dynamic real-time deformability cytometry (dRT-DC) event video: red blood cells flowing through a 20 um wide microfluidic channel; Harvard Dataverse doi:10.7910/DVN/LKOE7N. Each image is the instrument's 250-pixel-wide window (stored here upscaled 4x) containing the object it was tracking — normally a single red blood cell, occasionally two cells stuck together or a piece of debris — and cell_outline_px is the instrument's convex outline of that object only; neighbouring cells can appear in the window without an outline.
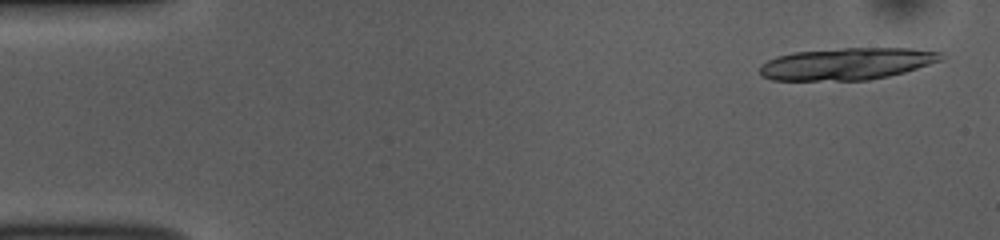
{"species": "common noctule bat (a hibernating species)", "species_latin": "Nyctalus noctula", "temperature_condition": "room temperature", "stored_images_in_passage": 18, "camera_frame_rate_fps": 3000, "um_per_image_px": 0.085, "animal": {"sex": "female", "body_mass_g": 10.0, "forearm_length_mm": 53.1}, "frame": {"image": 1, "passage_image": 2, "time_ms": 0.333, "image_size_px": [1000, 240], "cell_outline_px": [[944, 60], [904, 72], [888, 76], [868, 80], [772, 80], [760, 76], [760, 64], [776, 56], [792, 52], [844, 48], [912, 48], [944, 52]], "centroid_in_image_um": [72.0, 5.41], "position_along_channel_um": 13.0, "area_um2": 34.04}}